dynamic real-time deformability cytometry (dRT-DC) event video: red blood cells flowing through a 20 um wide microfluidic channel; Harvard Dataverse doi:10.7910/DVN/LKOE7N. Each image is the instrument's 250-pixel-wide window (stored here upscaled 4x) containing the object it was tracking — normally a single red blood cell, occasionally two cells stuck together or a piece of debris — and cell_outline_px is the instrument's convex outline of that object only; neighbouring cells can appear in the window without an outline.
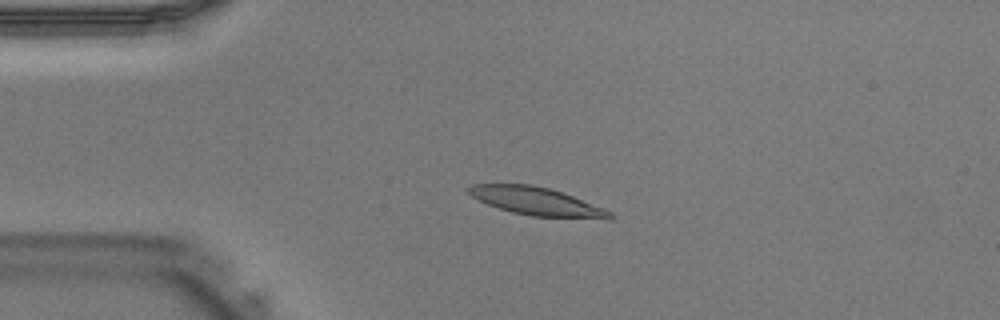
{"species": "Egyptian fruit bat (a non-hibernating species)", "species_latin": "Rousettus aegyptiacus", "temperature_condition": "warm", "stored_images_in_passage": 40, "camera_frame_rate_fps": 3000, "um_per_image_px": 0.085, "animal": {"sex": "male"}, "frame": {"image": 1, "passage_image": 9, "time_ms": 2.667, "image_size_px": [1000, 320], "cell_outline_px": [[616, 216], [612, 220], [608, 220], [532, 216], [512, 212], [488, 204], [472, 196], [468, 192], [468, 188], [472, 184], [532, 184], [548, 188], [572, 196], [604, 208], [612, 212]], "centroid_in_image_um": [45.71, 17.14], "position_along_channel_um": 39.3, "area_um2": 23.12}}
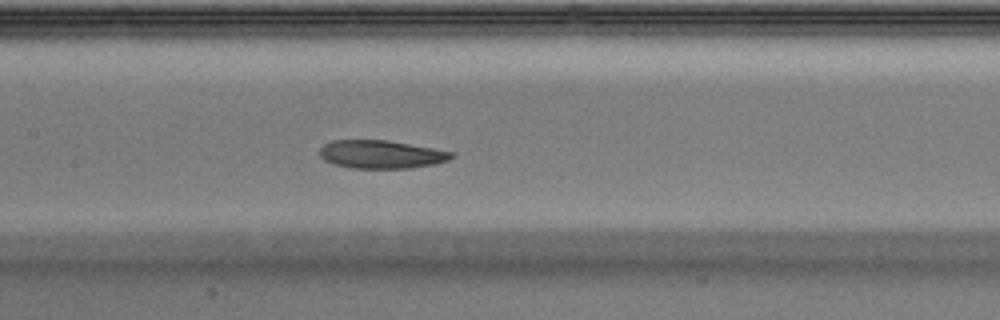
{"frame": {"image": 2, "passage_image": 19, "time_ms": 6.0, "image_size_px": [1000, 320], "cell_outline_px": [[456, 156], [448, 160], [436, 164], [412, 168], [352, 168], [336, 164], [324, 160], [320, 156], [320, 148], [324, 144], [332, 140], [388, 140], [432, 148], [452, 152]], "centroid_in_image_um": [32.42, 13.12], "position_along_channel_um": 175.0, "area_um2": 21.62}}
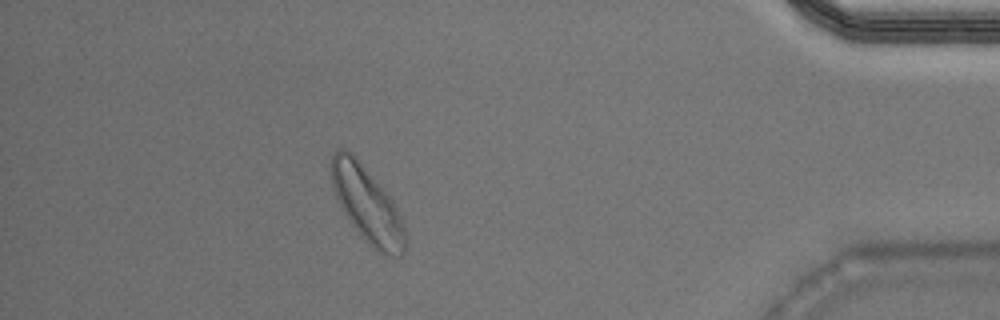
{"frame": {"image": 3, "passage_image": 36, "time_ms": 11.667, "image_size_px": [1000, 320], "cell_outline_px": [[408, 244], [404, 252], [396, 260], [384, 256], [372, 248], [368, 244], [348, 220], [332, 188], [332, 152], [340, 148], [344, 148], [352, 152], [392, 200], [396, 208], [404, 228]], "centroid_in_image_um": [31.23, 17.46], "position_along_channel_um": 404.0, "area_um2": 32.6}}